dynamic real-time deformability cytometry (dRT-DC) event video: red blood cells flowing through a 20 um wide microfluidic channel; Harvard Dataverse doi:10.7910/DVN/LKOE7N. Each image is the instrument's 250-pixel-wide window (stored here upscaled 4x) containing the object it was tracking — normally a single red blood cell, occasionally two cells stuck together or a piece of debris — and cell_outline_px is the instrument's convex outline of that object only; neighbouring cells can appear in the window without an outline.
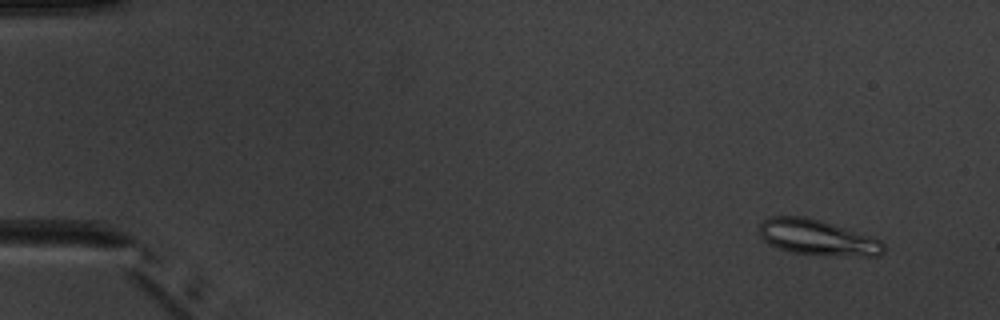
{"species": "common noctule bat (a hibernating species)", "species_latin": "Nyctalus noctula", "temperature_condition": "warm", "stored_images_in_passage": 8, "camera_frame_rate_fps": 3000, "um_per_image_px": 0.085, "animal": {"sex": "male", "body_mass_g": 20.1, "forearm_length_mm": 53.5}, "frame": {"image": 1, "passage_image": 2, "time_ms": 1.0, "image_size_px": [1000, 320], "cell_outline_px": [[884, 252], [880, 256], [824, 256], [792, 252], [776, 248], [764, 240], [760, 236], [760, 224], [764, 220], [772, 216], [808, 216], [872, 236], [880, 240], [884, 244]], "centroid_in_image_um": [69.51, 20.2], "position_along_channel_um": 15.5, "area_um2": 26.13}}
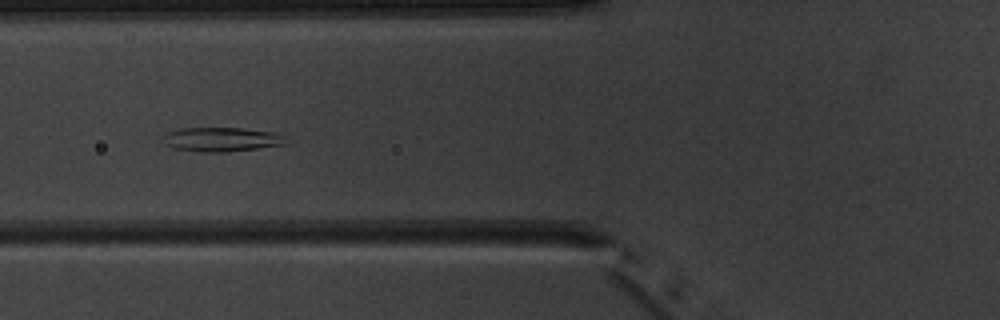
{"frame": {"image": 2, "passage_image": 6, "time_ms": 6.667, "image_size_px": [1000, 320], "cell_outline_px": [[288, 144], [224, 152], [196, 152], [172, 148], [164, 144], [160, 136], [168, 132], [180, 128], [244, 128], [276, 132], [284, 136]], "centroid_in_image_um": [18.79, 11.85], "position_along_channel_um": 107.0, "area_um2": 17.63}}
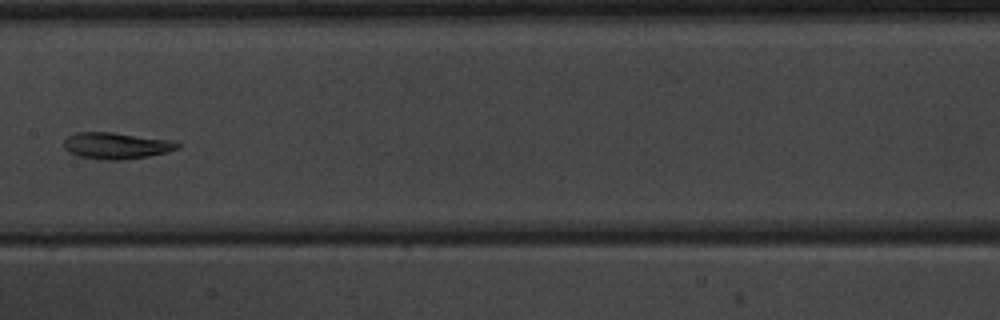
{"frame": {"image": 3, "passage_image": 8, "time_ms": 9.0, "image_size_px": [1000, 320], "cell_outline_px": [[180, 148], [168, 152], [148, 156], [120, 160], [104, 160], [80, 156], [68, 152], [64, 148], [64, 140], [68, 136], [76, 132], [112, 132], [176, 140], [180, 144]], "centroid_in_image_um": [9.93, 12.37], "position_along_channel_um": 197.5, "area_um2": 17.74}}